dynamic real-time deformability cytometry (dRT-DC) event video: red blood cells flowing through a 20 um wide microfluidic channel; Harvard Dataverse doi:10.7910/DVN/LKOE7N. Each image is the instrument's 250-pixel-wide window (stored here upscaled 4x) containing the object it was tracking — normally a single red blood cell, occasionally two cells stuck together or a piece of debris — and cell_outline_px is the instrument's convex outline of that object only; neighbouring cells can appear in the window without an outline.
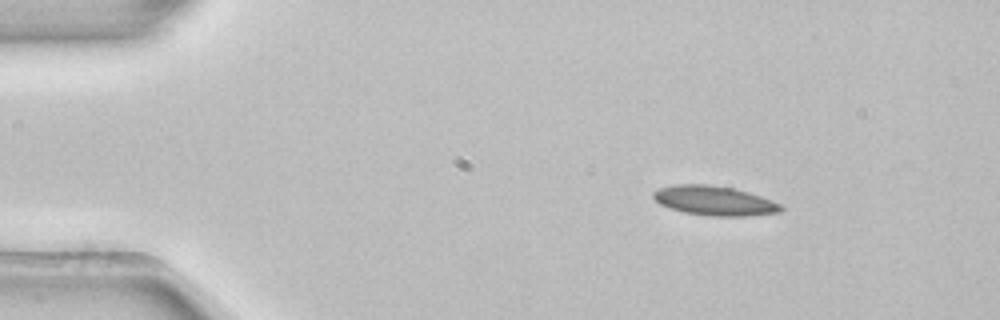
{"species": "common noctule bat (a hibernating species)", "species_latin": "Nyctalus noctula", "temperature_condition": "room temperature", "stored_images_in_passage": 4, "segment_of_instrument_passage": [1, 2], "camera_frame_rate_fps": 3000, "um_per_image_px": 0.085, "animal": {"sex": "female", "body_mass_g": 22.7, "forearm_length_mm": 54.2}, "frame": {"image": 1, "passage_image": 1, "time_ms": 0.0, "image_size_px": [1000, 320], "cell_outline_px": [[784, 208], [780, 212], [744, 216], [712, 216], [684, 212], [668, 208], [660, 204], [652, 196], [652, 192], [660, 188], [676, 184], [708, 184], [732, 188], [748, 192], [760, 196], [780, 204]], "centroid_in_image_um": [60.69, 17.06], "position_along_channel_um": 24.3, "area_um2": 21.79}}